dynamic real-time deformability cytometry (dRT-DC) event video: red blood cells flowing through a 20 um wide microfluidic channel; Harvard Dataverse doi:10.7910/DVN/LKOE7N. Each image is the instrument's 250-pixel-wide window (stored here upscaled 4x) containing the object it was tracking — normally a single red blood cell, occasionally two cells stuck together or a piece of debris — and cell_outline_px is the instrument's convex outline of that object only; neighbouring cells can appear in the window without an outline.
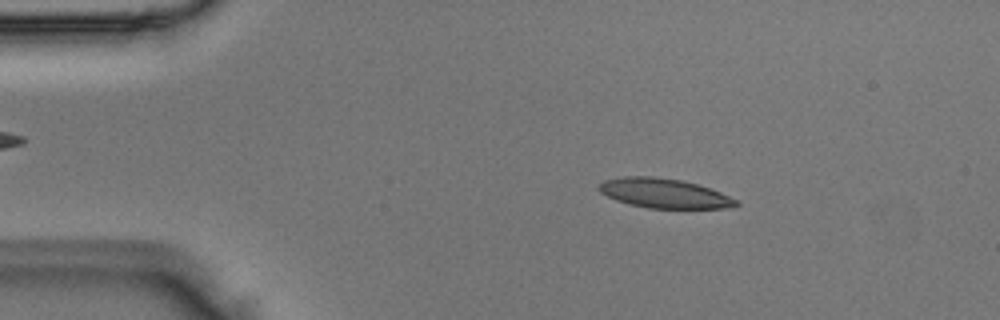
{"species": "Egyptian fruit bat (a non-hibernating species)", "species_latin": "Rousettus aegyptiacus", "temperature_condition": "room temperature", "stored_images_in_passage": 49, "camera_frame_rate_fps": 3000, "um_per_image_px": 0.085, "animal": {"sex": "male"}, "frame": {"image": 1, "passage_image": 8, "time_ms": 2.333, "image_size_px": [1000, 320], "cell_outline_px": [[740, 204], [724, 208], [648, 208], [628, 204], [616, 200], [600, 192], [600, 184], [604, 180], [624, 176], [656, 176], [680, 180], [712, 188], [740, 200]], "centroid_in_image_um": [56.5, 16.43], "position_along_channel_um": 28.5, "area_um2": 23.64}}
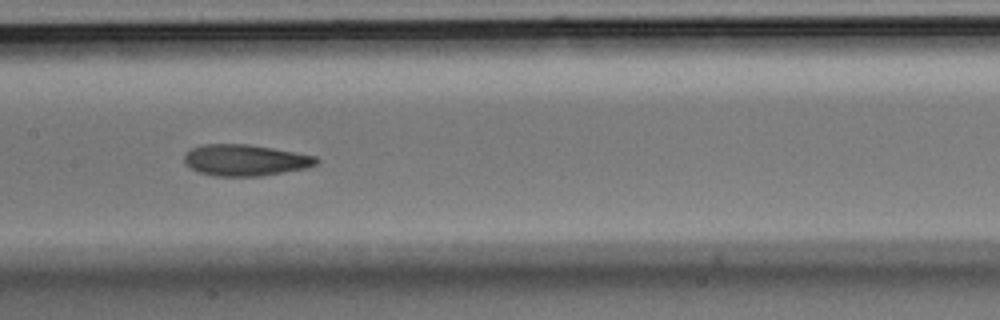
{"frame": {"image": 2, "passage_image": 24, "time_ms": 7.667, "image_size_px": [1000, 320], "cell_outline_px": [[320, 164], [308, 168], [260, 176], [216, 176], [200, 172], [184, 164], [184, 156], [192, 148], [200, 144], [248, 144], [296, 152], [316, 156], [320, 160]], "centroid_in_image_um": [20.89, 13.61], "position_along_channel_um": 186.5, "area_um2": 24.22}}
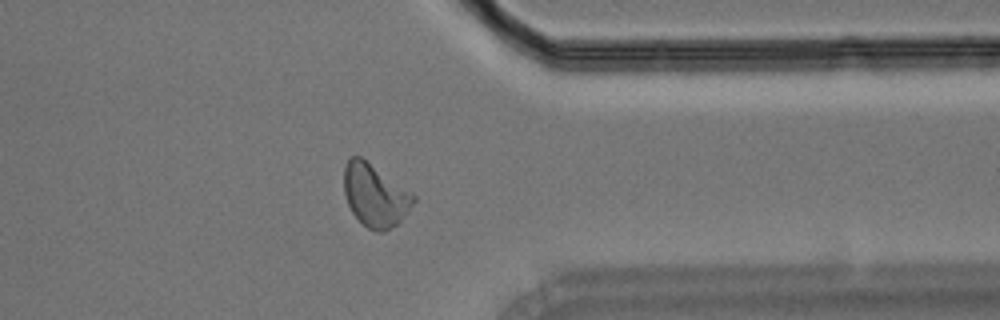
{"frame": {"image": 3, "passage_image": 39, "time_ms": 12.667, "image_size_px": [1000, 320], "cell_outline_px": [[416, 200], [400, 220], [396, 224], [384, 232], [376, 232], [368, 228], [352, 212], [348, 204], [344, 192], [344, 168], [348, 160], [352, 156], [360, 156], [412, 192], [416, 196]], "centroid_in_image_um": [31.88, 16.6], "position_along_channel_um": 379.5, "area_um2": 25.03}}